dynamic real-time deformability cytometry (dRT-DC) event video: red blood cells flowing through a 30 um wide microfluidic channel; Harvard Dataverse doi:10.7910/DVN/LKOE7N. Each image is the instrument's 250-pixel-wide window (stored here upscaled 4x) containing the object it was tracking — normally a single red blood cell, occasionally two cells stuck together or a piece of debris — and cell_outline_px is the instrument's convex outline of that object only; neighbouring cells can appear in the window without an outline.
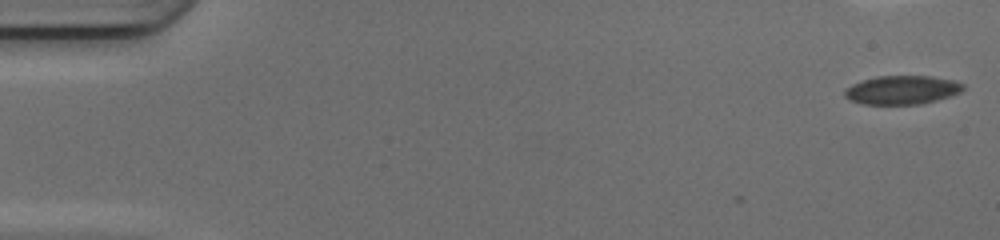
{"species": "common noctule bat (a hibernating species)", "species_latin": "Nyctalus noctula", "temperature_condition": "cold", "stored_images_in_passage": 4, "camera_frame_rate_fps": 3000, "um_per_image_px": 0.085, "animal": {"sex": "female", "body_mass_g": 17.0, "forearm_length_mm": 48.0}, "frame": {"image": 1, "passage_image": 4, "time_ms": 1.0, "image_size_px": [1000, 240], "cell_outline_px": [[964, 88], [960, 92], [936, 100], [920, 104], [864, 104], [852, 100], [844, 96], [844, 92], [852, 84], [876, 76], [928, 76], [952, 80], [964, 84]], "centroid_in_image_um": [76.67, 7.64], "position_along_channel_um": 8.3, "area_um2": 19.48}}